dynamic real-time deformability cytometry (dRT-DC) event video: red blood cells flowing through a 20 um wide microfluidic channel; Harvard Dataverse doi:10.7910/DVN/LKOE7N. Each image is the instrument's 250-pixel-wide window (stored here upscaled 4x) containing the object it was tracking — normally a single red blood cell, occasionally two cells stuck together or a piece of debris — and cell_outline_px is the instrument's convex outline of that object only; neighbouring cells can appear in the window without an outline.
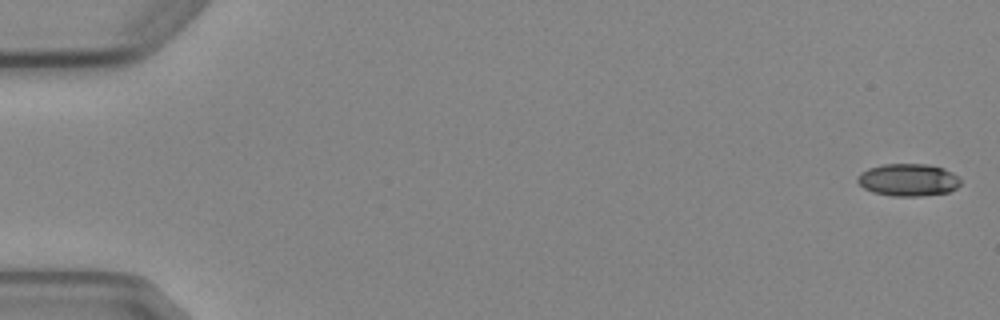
{"species": "Egyptian fruit bat (a non-hibernating species)", "species_latin": "Rousettus aegyptiacus", "temperature_condition": "cold", "stored_images_in_passage": 6, "camera_frame_rate_fps": 3000, "um_per_image_px": 0.085, "animal": {"sex": "female"}, "frame": {"image": 1, "passage_image": 1, "time_ms": 0.0, "image_size_px": [1000, 320], "cell_outline_px": [[960, 184], [956, 188], [948, 192], [920, 196], [892, 196], [872, 192], [864, 188], [856, 180], [856, 176], [860, 172], [868, 168], [884, 164], [928, 164], [944, 168], [960, 176]], "centroid_in_image_um": [77.19, 15.28], "position_along_channel_um": 7.8, "area_um2": 19.65}}
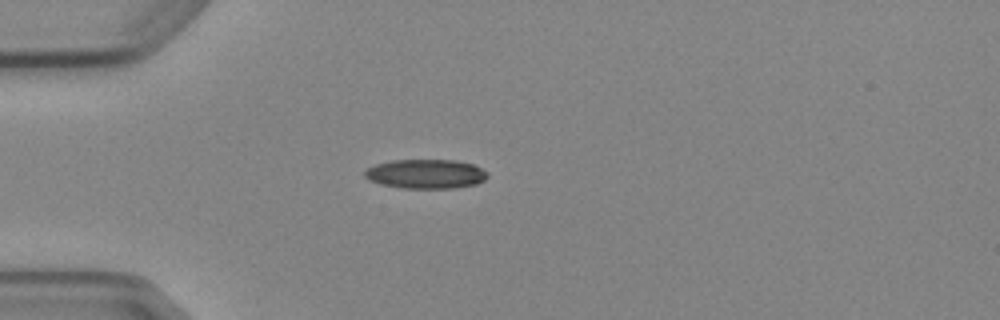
{"frame": {"image": 2, "passage_image": 5, "time_ms": 4.667, "image_size_px": [1000, 320], "cell_outline_px": [[488, 176], [484, 180], [476, 184], [456, 188], [400, 188], [380, 184], [368, 180], [364, 176], [364, 172], [368, 168], [376, 164], [392, 160], [456, 160], [472, 164], [488, 172]], "centroid_in_image_um": [36.18, 14.79], "position_along_channel_um": 48.8, "area_um2": 21.04}}